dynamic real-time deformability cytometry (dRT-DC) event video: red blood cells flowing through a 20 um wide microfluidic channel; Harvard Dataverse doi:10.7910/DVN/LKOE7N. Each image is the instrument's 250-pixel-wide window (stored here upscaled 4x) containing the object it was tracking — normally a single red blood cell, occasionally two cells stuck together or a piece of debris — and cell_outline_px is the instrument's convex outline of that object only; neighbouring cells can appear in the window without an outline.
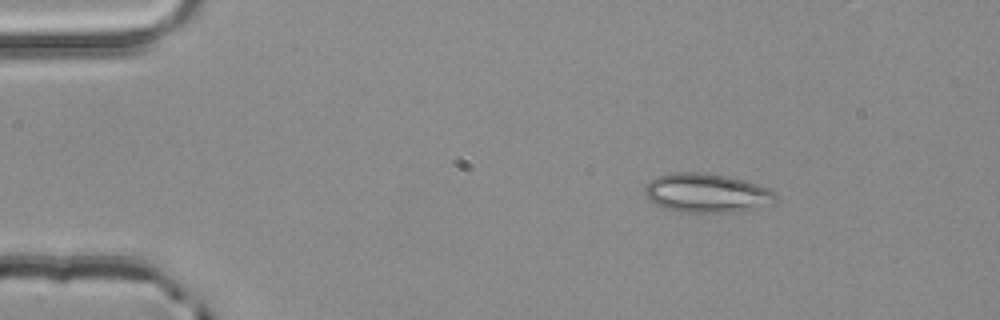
{"species": "common noctule bat (a hibernating species)", "species_latin": "Nyctalus noctula", "temperature_condition": "room temperature", "stored_images_in_passage": 3, "camera_frame_rate_fps": 3000, "um_per_image_px": 0.085, "animal": {"sex": "male", "body_mass_g": 20.4}, "frame": {"image": 1, "passage_image": 3, "time_ms": 0.667, "image_size_px": [1000, 320], "cell_outline_px": [[776, 200], [740, 212], [676, 212], [664, 208], [648, 200], [644, 192], [644, 188], [656, 176], [672, 172], [704, 172], [728, 176], [744, 180], [768, 188], [776, 196]], "centroid_in_image_um": [59.99, 16.4], "position_along_channel_um": 25.0, "area_um2": 29.65}}